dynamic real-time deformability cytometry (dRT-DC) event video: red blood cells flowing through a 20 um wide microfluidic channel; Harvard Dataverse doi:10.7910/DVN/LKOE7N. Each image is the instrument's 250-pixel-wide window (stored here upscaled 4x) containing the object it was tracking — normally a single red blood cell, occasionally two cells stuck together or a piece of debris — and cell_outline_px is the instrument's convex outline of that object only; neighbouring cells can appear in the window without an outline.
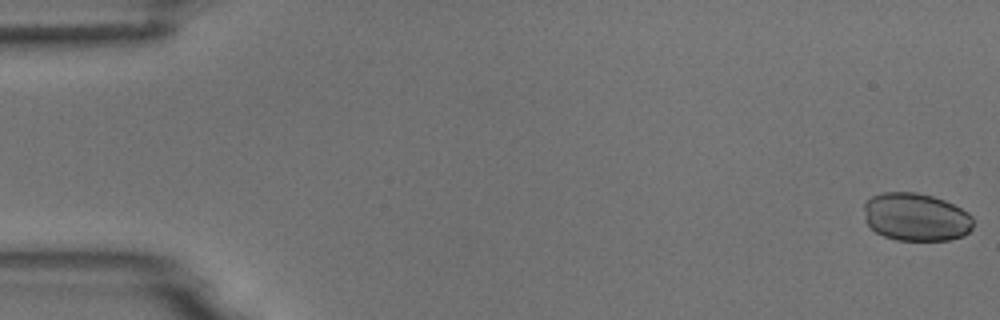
{"species": "common noctule bat (a hibernating species)", "species_latin": "Nyctalus noctula", "temperature_condition": "room temperature", "stored_images_in_passage": 54, "camera_frame_rate_fps": 3000, "um_per_image_px": 0.085, "animal": {"sex": "male", "body_mass_g": 18.8}, "frame": {"image": 1, "passage_image": 1, "time_ms": 0.0, "image_size_px": [1000, 320], "cell_outline_px": [[972, 228], [964, 236], [948, 240], [896, 240], [884, 236], [876, 232], [864, 220], [864, 204], [872, 196], [884, 192], [916, 192], [932, 196], [944, 200], [968, 212], [972, 216]], "centroid_in_image_um": [77.85, 18.45], "position_along_channel_um": 7.2, "area_um2": 30.58}}
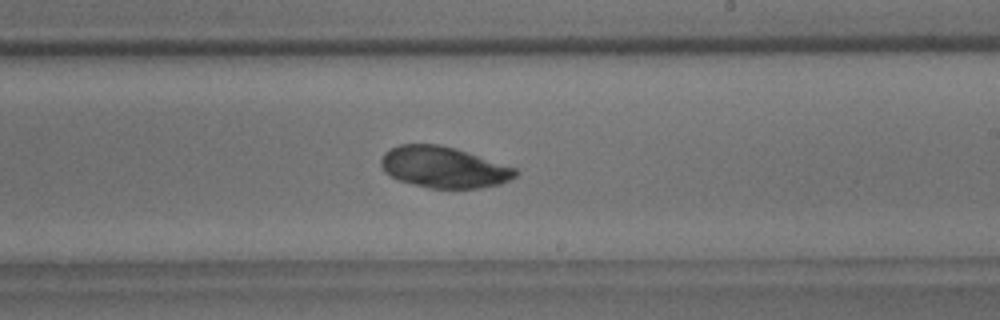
{"frame": {"image": 2, "passage_image": 32, "time_ms": 10.333, "image_size_px": [1000, 320], "cell_outline_px": [[520, 172], [516, 176], [500, 184], [480, 188], [428, 188], [412, 184], [400, 180], [384, 172], [380, 164], [380, 160], [384, 152], [400, 144], [440, 144], [456, 148], [516, 168]], "centroid_in_image_um": [37.71, 14.21], "position_along_channel_um": 251.3, "area_um2": 32.31}}
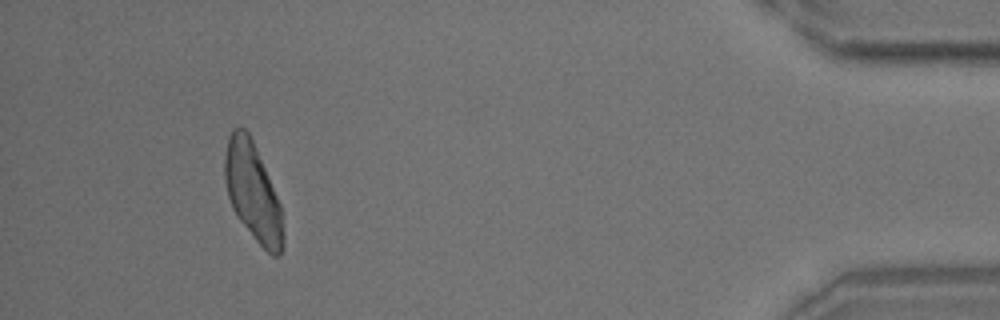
{"frame": {"image": 3, "passage_image": 50, "time_ms": 16.333, "image_size_px": [1000, 320], "cell_outline_px": [[284, 248], [280, 256], [272, 256], [256, 240], [236, 216], [232, 208], [228, 196], [224, 180], [224, 156], [228, 136], [232, 128], [244, 128], [248, 132], [252, 140], [280, 204], [284, 232]], "centroid_in_image_um": [21.47, 16.35], "position_along_channel_um": 413.7, "area_um2": 33.18}}